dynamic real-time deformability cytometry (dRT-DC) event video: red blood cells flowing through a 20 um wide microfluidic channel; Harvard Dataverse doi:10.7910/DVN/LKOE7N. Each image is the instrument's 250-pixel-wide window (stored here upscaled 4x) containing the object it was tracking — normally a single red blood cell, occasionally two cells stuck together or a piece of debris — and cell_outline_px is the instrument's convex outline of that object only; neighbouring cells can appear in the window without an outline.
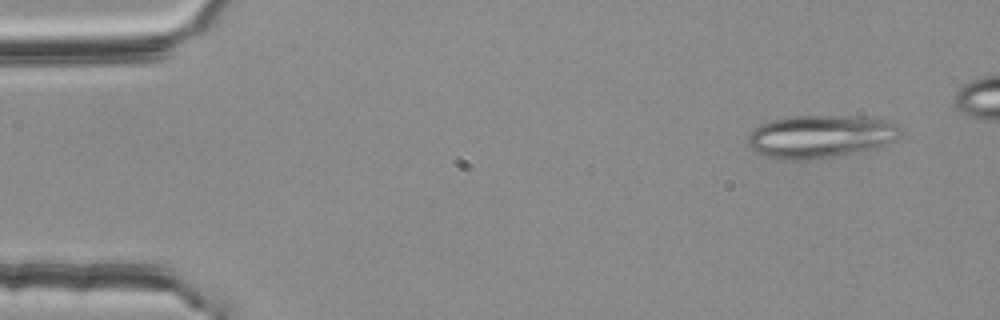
{"species": "common noctule bat (a hibernating species)", "species_latin": "Nyctalus noctula", "temperature_condition": "room temperature", "stored_images_in_passage": 12, "camera_frame_rate_fps": 3000, "um_per_image_px": 0.085, "animal": {"sex": "female", "body_mass_g": 25.1}, "frame": {"image": 1, "passage_image": 1, "time_ms": 0.0, "image_size_px": [1000, 320], "cell_outline_px": [[900, 132], [892, 140], [876, 148], [832, 156], [800, 160], [788, 160], [768, 156], [756, 152], [748, 148], [748, 136], [760, 124], [772, 120], [796, 116], [836, 116], [888, 120], [896, 124], [900, 128]], "centroid_in_image_um": [69.68, 11.6], "position_along_channel_um": 15.3, "area_um2": 37.22}}